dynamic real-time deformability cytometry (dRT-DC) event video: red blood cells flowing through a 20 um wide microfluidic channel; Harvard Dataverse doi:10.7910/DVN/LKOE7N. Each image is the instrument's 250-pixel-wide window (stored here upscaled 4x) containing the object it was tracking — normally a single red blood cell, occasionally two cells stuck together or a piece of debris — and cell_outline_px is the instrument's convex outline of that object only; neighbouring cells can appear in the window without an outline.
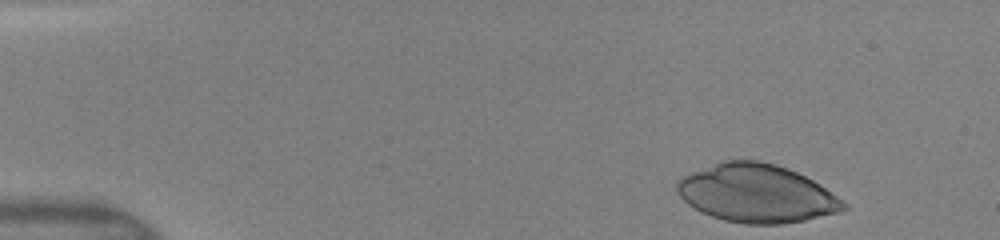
{"species": "human", "species_latin": "Homo sapiens", "temperature_condition": "warm", "stored_images_in_passage": 38, "camera_frame_rate_fps": 3000, "um_per_image_px": 0.085, "donor": {"sex": "female"}, "frame": {"image": 1, "passage_image": 1, "time_ms": 0.0, "image_size_px": [1000, 240], "cell_outline_px": [[848, 208], [840, 212], [804, 220], [780, 224], [744, 224], [724, 220], [700, 212], [688, 204], [680, 196], [676, 188], [676, 180], [680, 176], [720, 160], [760, 160], [776, 164], [788, 168], [820, 184], [848, 204]], "centroid_in_image_um": [64.28, 16.43], "position_along_channel_um": 20.7, "area_um2": 56.76}}